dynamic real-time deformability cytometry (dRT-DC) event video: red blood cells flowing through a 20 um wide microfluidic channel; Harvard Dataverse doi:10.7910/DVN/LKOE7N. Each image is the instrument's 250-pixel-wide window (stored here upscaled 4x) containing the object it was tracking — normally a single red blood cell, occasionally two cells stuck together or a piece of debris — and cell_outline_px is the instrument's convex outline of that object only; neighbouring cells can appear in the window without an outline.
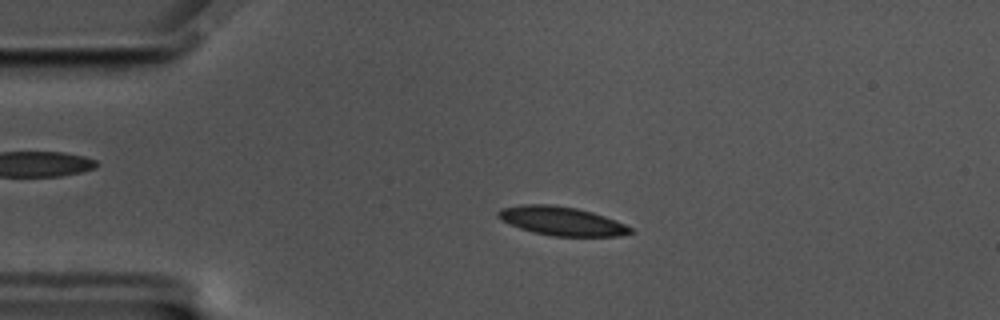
{"species": "common noctule bat (a hibernating species)", "species_latin": "Nyctalus noctula", "temperature_condition": "cold", "stored_images_in_passage": 50, "camera_frame_rate_fps": 3000, "um_per_image_px": 0.085, "animal": {"sex": "male", "body_mass_g": 17.5, "forearm_length_mm": 52.3}, "frame": {"image": 1, "passage_image": 5, "time_ms": 1.333, "image_size_px": [1000, 320], "cell_outline_px": [[636, 232], [620, 236], [552, 236], [532, 232], [520, 228], [500, 220], [496, 216], [496, 212], [500, 208], [520, 204], [548, 204], [576, 208], [592, 212], [616, 220], [632, 228]], "centroid_in_image_um": [47.71, 18.79], "position_along_channel_um": 37.3, "area_um2": 22.37}}
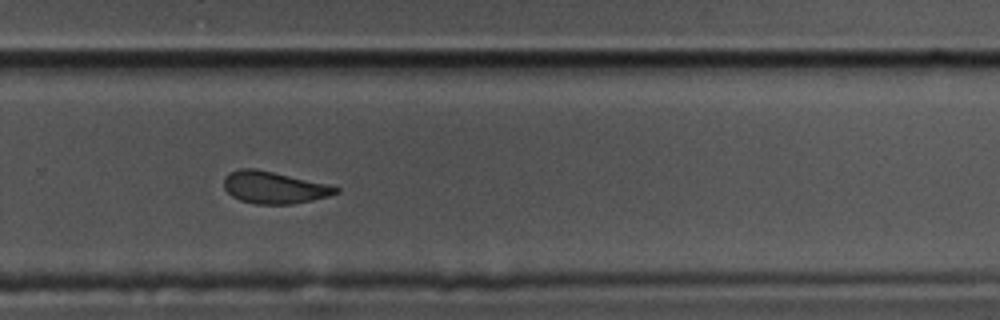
{"frame": {"image": 2, "passage_image": 31, "time_ms": 10.0, "image_size_px": [1000, 320], "cell_outline_px": [[340, 192], [328, 196], [312, 200], [292, 204], [256, 204], [240, 200], [232, 196], [224, 188], [224, 176], [228, 172], [240, 168], [256, 168], [328, 184], [340, 188]], "centroid_in_image_um": [23.28, 15.93], "position_along_channel_um": 306.5, "area_um2": 20.98}}
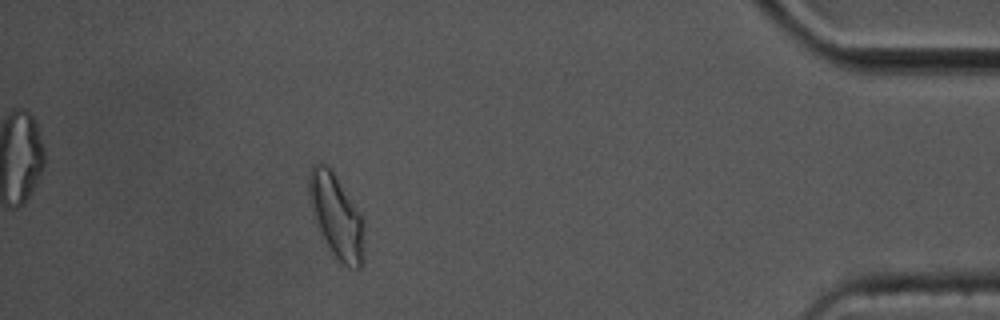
{"frame": {"image": 3, "passage_image": 44, "time_ms": 14.333, "image_size_px": [1000, 320], "cell_outline_px": [[364, 260], [360, 268], [348, 268], [324, 244], [316, 228], [308, 196], [308, 176], [312, 164], [320, 160], [332, 168], [360, 212], [364, 220]], "centroid_in_image_um": [28.57, 18.33], "position_along_channel_um": 406.6, "area_um2": 27.98}, "authors_computed_cell_mechanics": {"area_um2": 22.1374, "velocity_mm_per_s": 3.4847, "shape_relaxation_time_tau1_ms": 5.7983, "shape_relaxation_time_tau2_ms": 2.2488, "deformation_change_tau1": 0.1319, "deformation_change_tau2": 0.0795}}